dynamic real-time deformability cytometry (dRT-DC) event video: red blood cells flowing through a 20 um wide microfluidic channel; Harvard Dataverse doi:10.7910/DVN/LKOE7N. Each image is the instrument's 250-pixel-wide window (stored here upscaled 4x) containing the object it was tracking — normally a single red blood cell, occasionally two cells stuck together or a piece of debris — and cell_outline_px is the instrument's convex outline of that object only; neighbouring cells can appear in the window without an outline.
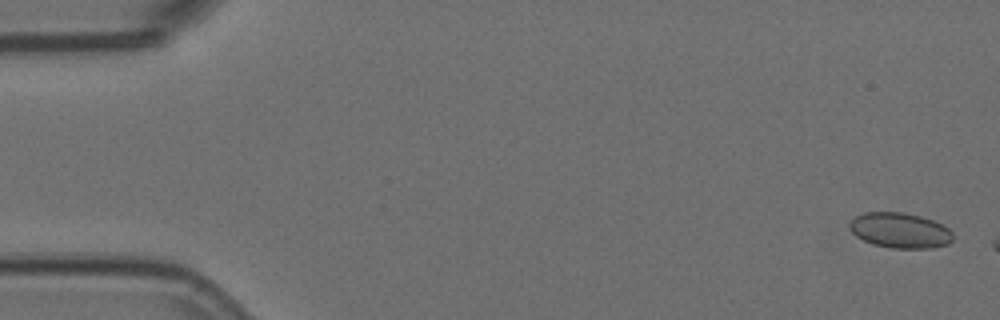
{"species": "Egyptian fruit bat (a non-hibernating species)", "species_latin": "Rousettus aegyptiacus", "temperature_condition": "room temperature", "stored_images_in_passage": 3, "camera_frame_rate_fps": 3000, "um_per_image_px": 0.085, "animal": {"sex": "female"}, "frame": {"image": 1, "passage_image": 1, "time_ms": 0.0, "image_size_px": [1000, 320], "cell_outline_px": [[952, 240], [948, 244], [932, 248], [892, 248], [872, 244], [856, 236], [848, 228], [848, 224], [856, 216], [864, 212], [904, 212], [920, 216], [944, 224], [952, 232]], "centroid_in_image_um": [76.5, 19.58], "position_along_channel_um": 8.5, "area_um2": 21.39}}